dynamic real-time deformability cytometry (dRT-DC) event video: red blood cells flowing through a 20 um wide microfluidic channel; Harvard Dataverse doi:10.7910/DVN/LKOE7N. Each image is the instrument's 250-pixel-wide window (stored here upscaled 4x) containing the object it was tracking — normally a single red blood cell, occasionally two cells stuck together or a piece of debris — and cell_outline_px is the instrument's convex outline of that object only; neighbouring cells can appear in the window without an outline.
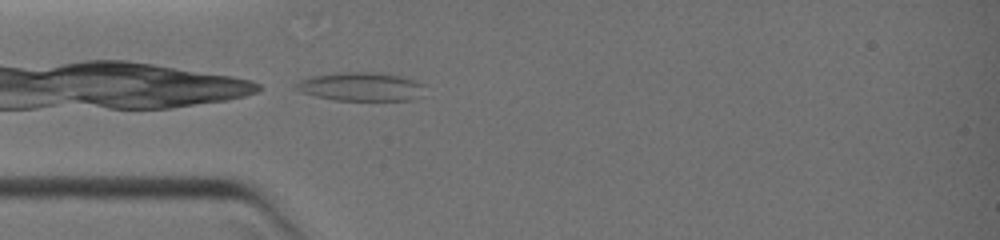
{"species": "common noctule bat (a hibernating species)", "species_latin": "Nyctalus noctula", "temperature_condition": "warm", "stored_images_in_passage": 1, "camera_frame_rate_fps": 3000, "um_per_image_px": 0.085, "animal": {"sex": "female", "body_mass_g": 19.0, "forearm_length_mm": 51.5}, "frame": {"image": 1, "passage_image": 1, "time_ms": 0.0, "image_size_px": [1000, 240], "cell_outline_px": [[424, 96], [412, 100], [332, 100], [300, 92], [292, 88], [300, 80], [312, 76], [340, 72], [376, 72], [400, 76], [416, 80], [424, 84]], "centroid_in_image_um": [30.71, 7.37], "position_along_channel_um": 54.3, "area_um2": 21.79}}